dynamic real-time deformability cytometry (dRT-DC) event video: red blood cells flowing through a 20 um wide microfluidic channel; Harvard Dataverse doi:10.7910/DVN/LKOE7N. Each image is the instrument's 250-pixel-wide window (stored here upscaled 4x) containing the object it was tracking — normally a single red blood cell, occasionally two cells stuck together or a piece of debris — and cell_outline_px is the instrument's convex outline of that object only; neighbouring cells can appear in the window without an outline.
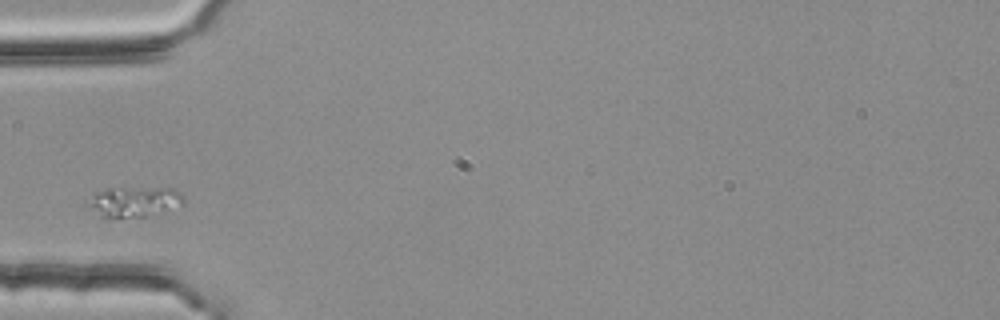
{"species": "common noctule bat (a hibernating species)", "species_latin": "Nyctalus noctula", "temperature_condition": "room temperature", "stored_images_in_passage": 28, "camera_frame_rate_fps": 3000, "um_per_image_px": 0.085, "animal": {"sex": "female", "body_mass_g": 25.1}, "frame": {"image": 1, "passage_image": 1, "time_ms": 0.0, "image_size_px": [1000, 320], "cell_outline_px": [[184, 204], [144, 216], [104, 216], [84, 204], [84, 200], [92, 192], [108, 188], [172, 188], [180, 192], [184, 196]], "centroid_in_image_um": [11.34, 17.09], "position_along_channel_um": 73.7, "area_um2": 16.65}}
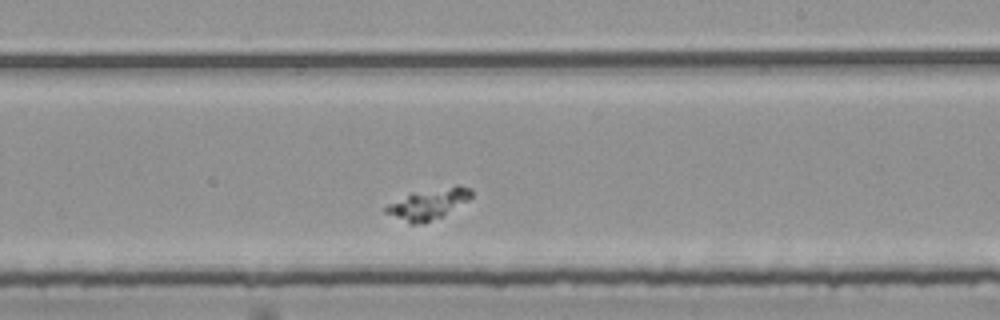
{"frame": {"image": 2, "passage_image": 16, "time_ms": 5.0, "image_size_px": [1000, 320], "cell_outline_px": [[472, 196], [468, 200], [440, 216], [424, 224], [412, 224], [384, 212], [384, 208], [388, 204], [412, 192], [456, 184], [460, 184], [472, 188]], "centroid_in_image_um": [36.43, 17.3], "position_along_channel_um": 252.6, "area_um2": 15.26}}
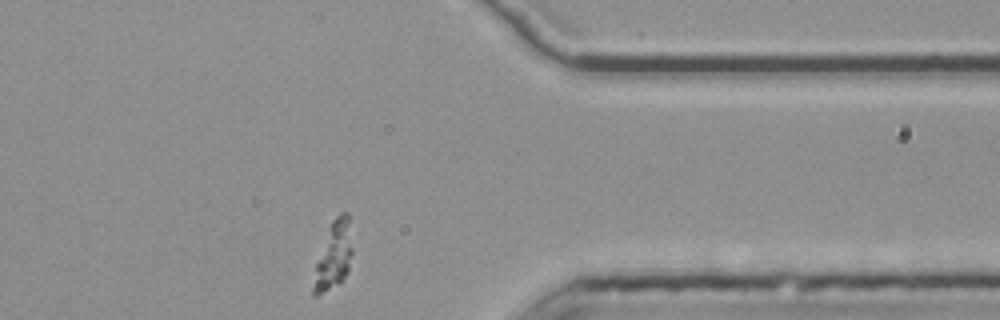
{"frame": {"image": 3, "passage_image": 28, "time_ms": 9.0, "image_size_px": [1000, 320], "cell_outline_px": [[352, 252], [348, 272], [340, 284], [316, 296], [312, 296], [312, 288], [316, 264], [332, 220], [340, 212], [348, 212], [352, 248]], "centroid_in_image_um": [28.37, 21.75], "position_along_channel_um": 383.0, "area_um2": 15.14}}